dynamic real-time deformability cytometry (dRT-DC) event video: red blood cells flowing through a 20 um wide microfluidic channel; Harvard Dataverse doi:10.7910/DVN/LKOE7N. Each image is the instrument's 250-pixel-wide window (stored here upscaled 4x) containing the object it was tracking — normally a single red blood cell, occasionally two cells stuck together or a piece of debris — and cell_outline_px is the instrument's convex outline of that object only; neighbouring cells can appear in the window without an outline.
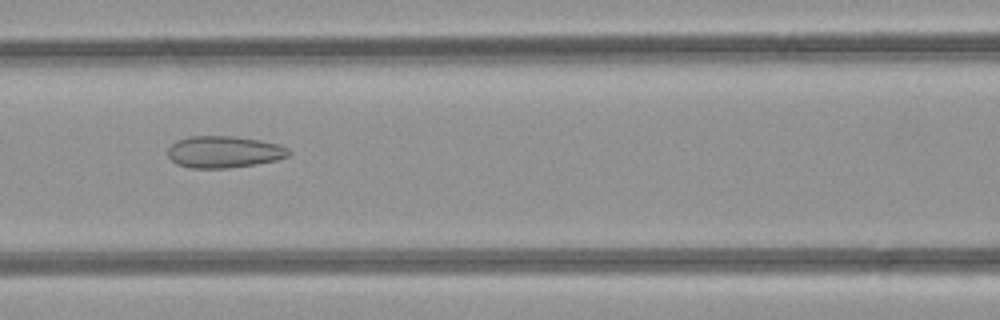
{"species": "common noctule bat (a hibernating species)", "species_latin": "Nyctalus noctula", "temperature_condition": "room temperature", "stored_images_in_passage": 47, "camera_frame_rate_fps": 3000, "um_per_image_px": 0.085, "animal": {"sex": "female", "body_mass_g": 21.9}, "frame": {"image": 1, "passage_image": 20, "time_ms": 6.333, "image_size_px": [1000, 320], "cell_outline_px": [[292, 152], [288, 156], [276, 160], [256, 164], [228, 168], [188, 168], [176, 164], [168, 156], [168, 148], [176, 140], [188, 136], [232, 136], [260, 140], [276, 144], [288, 148]], "centroid_in_image_um": [19.01, 12.91], "position_along_channel_um": 147.6, "area_um2": 22.48}}
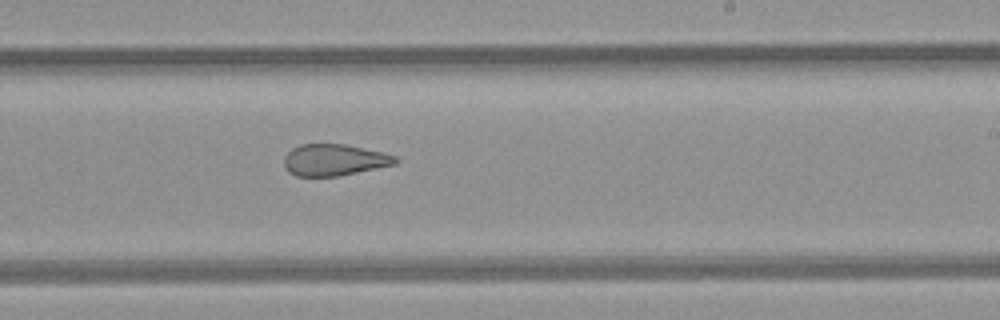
{"frame": {"image": 2, "passage_image": 28, "time_ms": 9.0, "image_size_px": [1000, 320], "cell_outline_px": [[400, 160], [396, 164], [340, 176], [296, 176], [288, 172], [284, 164], [284, 156], [292, 148], [300, 144], [344, 144], [380, 152], [396, 156]], "centroid_in_image_um": [28.4, 13.6], "position_along_channel_um": 260.6, "area_um2": 20.46}}
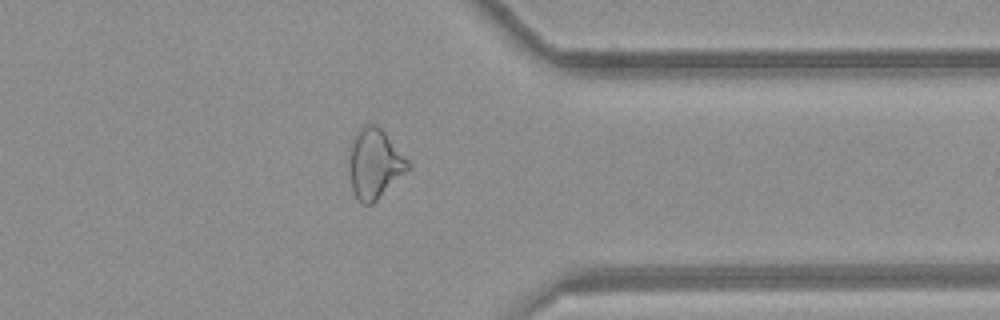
{"frame": {"image": 3, "passage_image": 37, "time_ms": 12.0, "image_size_px": [1000, 320], "cell_outline_px": [[412, 168], [372, 204], [360, 204], [356, 200], [352, 192], [352, 136], [364, 124], [376, 124], [384, 132], [412, 164]], "centroid_in_image_um": [31.9, 13.93], "position_along_channel_um": 379.5, "area_um2": 23.58}, "authors_computed_cell_mechanics": {"area_um2": 25.7788, "velocity_mm_per_s": 4.2513, "shape_relaxation_time_tau1_ms": null, "shape_relaxation_time_tau2_ms": 1.6762, "deformation_change_tau1": null, "deformation_change_tau2": 0.1054}}